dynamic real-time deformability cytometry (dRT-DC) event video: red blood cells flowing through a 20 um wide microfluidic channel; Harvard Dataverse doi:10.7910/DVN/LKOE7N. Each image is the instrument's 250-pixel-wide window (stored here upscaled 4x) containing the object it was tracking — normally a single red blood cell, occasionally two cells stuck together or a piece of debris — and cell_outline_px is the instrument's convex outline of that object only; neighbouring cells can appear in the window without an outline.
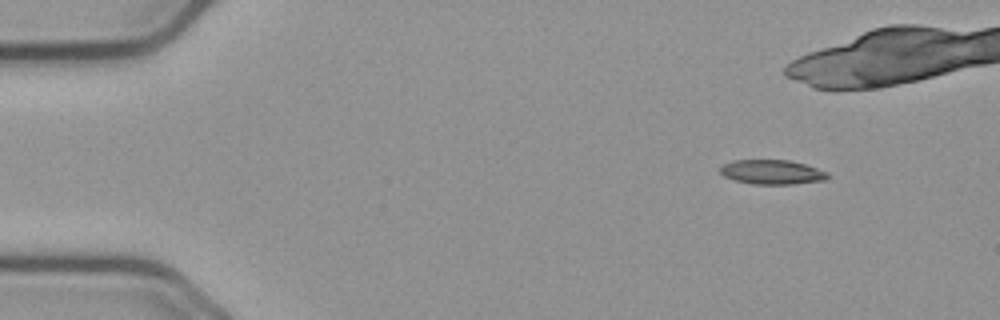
{"species": "common noctule bat (a hibernating species)", "species_latin": "Nyctalus noctula", "temperature_condition": "cold", "stored_images_in_passage": 51, "camera_frame_rate_fps": 3000, "um_per_image_px": 0.085, "animal": {"sex": "male", "body_mass_g": 23.1, "forearm_length_mm": 52.7}, "frame": {"image": 1, "passage_image": 6, "time_ms": 1.667, "image_size_px": [1000, 320], "cell_outline_px": [[828, 176], [824, 180], [792, 184], [752, 184], [736, 180], [724, 176], [720, 172], [720, 168], [724, 164], [732, 160], [788, 160], [804, 164], [828, 172]], "centroid_in_image_um": [65.6, 14.62], "position_along_channel_um": 19.4, "area_um2": 15.14}}
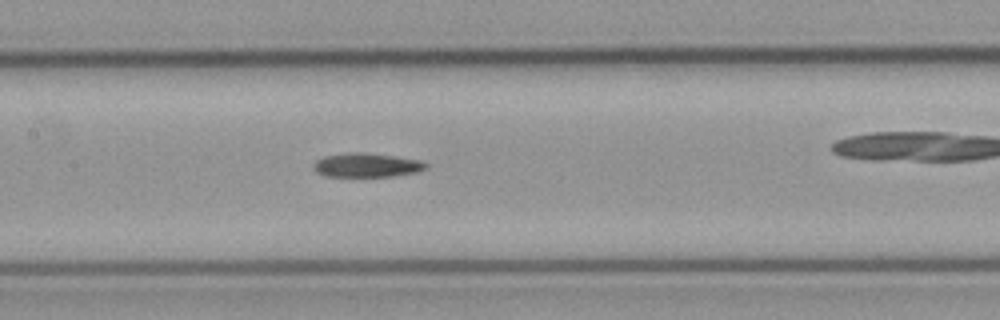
{"frame": {"image": 2, "passage_image": 26, "time_ms": 8.333, "image_size_px": [1000, 320], "cell_outline_px": [[428, 168], [420, 172], [396, 176], [324, 176], [316, 172], [312, 168], [312, 164], [316, 160], [324, 156], [356, 152], [360, 152], [392, 156], [420, 160], [428, 164]], "centroid_in_image_um": [31.18, 14.05], "position_along_channel_um": 176.2, "area_um2": 15.78}}
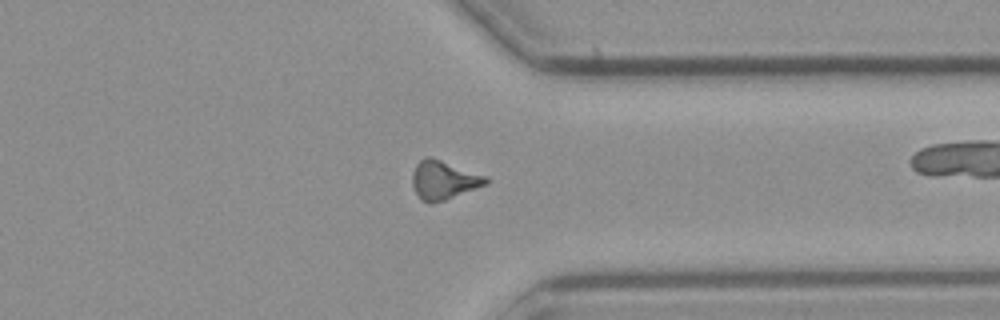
{"frame": {"image": 3, "passage_image": 42, "time_ms": 13.667, "image_size_px": [1000, 320], "cell_outline_px": [[488, 184], [444, 200], [432, 204], [420, 200], [412, 184], [412, 172], [416, 164], [420, 160], [428, 156], [432, 156], [488, 176]], "centroid_in_image_um": [37.71, 15.29], "position_along_channel_um": 373.7, "area_um2": 16.82}}